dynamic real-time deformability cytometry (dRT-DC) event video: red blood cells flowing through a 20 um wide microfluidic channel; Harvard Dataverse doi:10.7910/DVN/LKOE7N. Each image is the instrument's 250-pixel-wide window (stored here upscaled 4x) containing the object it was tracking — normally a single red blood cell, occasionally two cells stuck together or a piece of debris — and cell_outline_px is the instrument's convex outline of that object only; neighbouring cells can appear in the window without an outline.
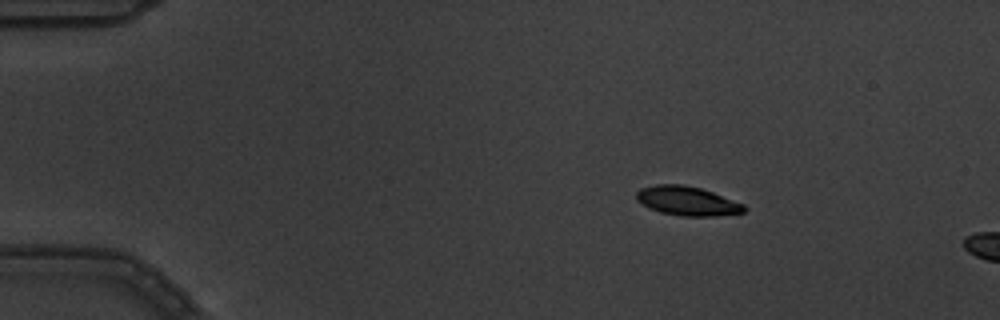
{"species": "common noctule bat (a hibernating species)", "species_latin": "Nyctalus noctula", "temperature_condition": "warm", "stored_images_in_passage": 5, "camera_frame_rate_fps": 3000, "um_per_image_px": 0.085, "animal": {"sex": "male", "body_mass_g": 19.5, "forearm_length_mm": 54.6}, "frame": {"image": 1, "passage_image": 4, "time_ms": 1.0, "image_size_px": [1000, 320], "cell_outline_px": [[748, 208], [744, 212], [716, 216], [680, 216], [660, 212], [648, 208], [636, 200], [636, 192], [640, 188], [656, 184], [684, 184], [700, 188], [712, 192], [744, 204]], "centroid_in_image_um": [58.39, 17.08], "position_along_channel_um": 26.6, "area_um2": 18.44}}